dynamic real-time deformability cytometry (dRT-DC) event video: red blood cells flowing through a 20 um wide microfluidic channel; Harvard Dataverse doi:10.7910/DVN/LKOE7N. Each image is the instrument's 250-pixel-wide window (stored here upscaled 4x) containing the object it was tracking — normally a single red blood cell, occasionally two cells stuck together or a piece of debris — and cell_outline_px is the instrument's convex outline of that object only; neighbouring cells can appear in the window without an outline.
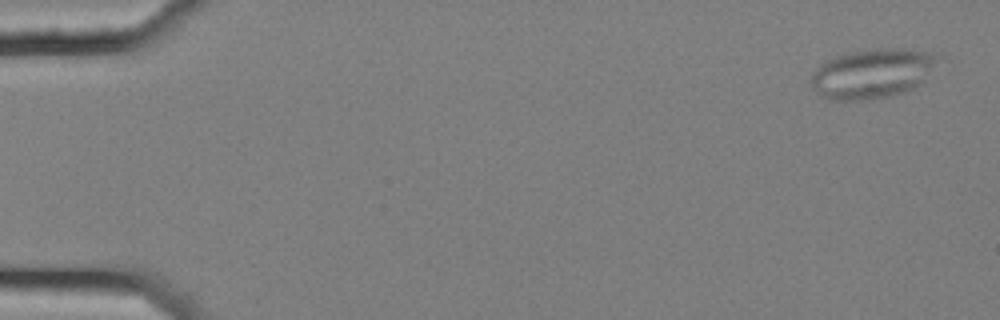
{"species": "common noctule bat (a hibernating species)", "species_latin": "Nyctalus noctula", "temperature_condition": "cold", "stored_images_in_passage": 5, "camera_frame_rate_fps": 3000, "um_per_image_px": 0.085, "animal": {"sex": "female", "body_mass_g": 25.1}, "frame": {"image": 1, "passage_image": 1, "time_ms": 0.0, "image_size_px": [1000, 320], "cell_outline_px": [[944, 56], [908, 92], [892, 96], [868, 100], [832, 100], [824, 96], [812, 84], [812, 72], [820, 64], [836, 56], [856, 52], [888, 48], [896, 48], [940, 52]], "centroid_in_image_um": [74.22, 6.24], "position_along_channel_um": 10.8, "area_um2": 36.13}}